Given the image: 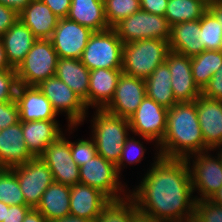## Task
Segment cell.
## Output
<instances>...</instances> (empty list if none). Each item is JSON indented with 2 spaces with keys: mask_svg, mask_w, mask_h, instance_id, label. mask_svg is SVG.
<instances>
[{
  "mask_svg": "<svg viewBox=\"0 0 222 222\" xmlns=\"http://www.w3.org/2000/svg\"><path fill=\"white\" fill-rule=\"evenodd\" d=\"M79 176V183L98 189L110 200L121 199L129 194L125 189L127 185H123L120 180L116 166L99 154L79 167Z\"/></svg>",
  "mask_w": 222,
  "mask_h": 222,
  "instance_id": "obj_10",
  "label": "cell"
},
{
  "mask_svg": "<svg viewBox=\"0 0 222 222\" xmlns=\"http://www.w3.org/2000/svg\"><path fill=\"white\" fill-rule=\"evenodd\" d=\"M123 46L121 39L112 28L94 32L80 60L90 71L99 68L121 69Z\"/></svg>",
  "mask_w": 222,
  "mask_h": 222,
  "instance_id": "obj_9",
  "label": "cell"
},
{
  "mask_svg": "<svg viewBox=\"0 0 222 222\" xmlns=\"http://www.w3.org/2000/svg\"><path fill=\"white\" fill-rule=\"evenodd\" d=\"M201 95L214 100H222V65L201 90Z\"/></svg>",
  "mask_w": 222,
  "mask_h": 222,
  "instance_id": "obj_41",
  "label": "cell"
},
{
  "mask_svg": "<svg viewBox=\"0 0 222 222\" xmlns=\"http://www.w3.org/2000/svg\"><path fill=\"white\" fill-rule=\"evenodd\" d=\"M203 2H205L207 5L211 4L214 0H201Z\"/></svg>",
  "mask_w": 222,
  "mask_h": 222,
  "instance_id": "obj_55",
  "label": "cell"
},
{
  "mask_svg": "<svg viewBox=\"0 0 222 222\" xmlns=\"http://www.w3.org/2000/svg\"><path fill=\"white\" fill-rule=\"evenodd\" d=\"M103 2L105 18L110 28L141 9L140 0H103Z\"/></svg>",
  "mask_w": 222,
  "mask_h": 222,
  "instance_id": "obj_34",
  "label": "cell"
},
{
  "mask_svg": "<svg viewBox=\"0 0 222 222\" xmlns=\"http://www.w3.org/2000/svg\"><path fill=\"white\" fill-rule=\"evenodd\" d=\"M146 150L145 146H143V141L136 140L134 136H128L123 145L119 162L116 165L117 173L121 176V171L123 168L125 169L126 165L141 163L142 159L145 158Z\"/></svg>",
  "mask_w": 222,
  "mask_h": 222,
  "instance_id": "obj_36",
  "label": "cell"
},
{
  "mask_svg": "<svg viewBox=\"0 0 222 222\" xmlns=\"http://www.w3.org/2000/svg\"><path fill=\"white\" fill-rule=\"evenodd\" d=\"M131 222H162L156 218H154L151 215H148L144 212H141L140 210H137L132 216H131Z\"/></svg>",
  "mask_w": 222,
  "mask_h": 222,
  "instance_id": "obj_49",
  "label": "cell"
},
{
  "mask_svg": "<svg viewBox=\"0 0 222 222\" xmlns=\"http://www.w3.org/2000/svg\"><path fill=\"white\" fill-rule=\"evenodd\" d=\"M109 201L104 193L86 184L70 186V215L95 221Z\"/></svg>",
  "mask_w": 222,
  "mask_h": 222,
  "instance_id": "obj_19",
  "label": "cell"
},
{
  "mask_svg": "<svg viewBox=\"0 0 222 222\" xmlns=\"http://www.w3.org/2000/svg\"><path fill=\"white\" fill-rule=\"evenodd\" d=\"M146 96L144 79L122 73L114 96L104 110L113 115L129 119Z\"/></svg>",
  "mask_w": 222,
  "mask_h": 222,
  "instance_id": "obj_15",
  "label": "cell"
},
{
  "mask_svg": "<svg viewBox=\"0 0 222 222\" xmlns=\"http://www.w3.org/2000/svg\"><path fill=\"white\" fill-rule=\"evenodd\" d=\"M167 113L168 109L146 96L128 119L130 132L139 138L141 136L146 142H155L154 149H158L166 133Z\"/></svg>",
  "mask_w": 222,
  "mask_h": 222,
  "instance_id": "obj_11",
  "label": "cell"
},
{
  "mask_svg": "<svg viewBox=\"0 0 222 222\" xmlns=\"http://www.w3.org/2000/svg\"><path fill=\"white\" fill-rule=\"evenodd\" d=\"M31 209L28 205H12L6 209V215L3 222H23L26 214Z\"/></svg>",
  "mask_w": 222,
  "mask_h": 222,
  "instance_id": "obj_44",
  "label": "cell"
},
{
  "mask_svg": "<svg viewBox=\"0 0 222 222\" xmlns=\"http://www.w3.org/2000/svg\"><path fill=\"white\" fill-rule=\"evenodd\" d=\"M169 41L143 39L123 46L122 71L124 74L146 80L169 53Z\"/></svg>",
  "mask_w": 222,
  "mask_h": 222,
  "instance_id": "obj_4",
  "label": "cell"
},
{
  "mask_svg": "<svg viewBox=\"0 0 222 222\" xmlns=\"http://www.w3.org/2000/svg\"><path fill=\"white\" fill-rule=\"evenodd\" d=\"M154 154L151 168L129 195L138 210L162 222H192L196 200L186 160Z\"/></svg>",
  "mask_w": 222,
  "mask_h": 222,
  "instance_id": "obj_1",
  "label": "cell"
},
{
  "mask_svg": "<svg viewBox=\"0 0 222 222\" xmlns=\"http://www.w3.org/2000/svg\"><path fill=\"white\" fill-rule=\"evenodd\" d=\"M133 198L126 197L110 200L94 222H131V216L137 211Z\"/></svg>",
  "mask_w": 222,
  "mask_h": 222,
  "instance_id": "obj_32",
  "label": "cell"
},
{
  "mask_svg": "<svg viewBox=\"0 0 222 222\" xmlns=\"http://www.w3.org/2000/svg\"><path fill=\"white\" fill-rule=\"evenodd\" d=\"M44 2L51 11L59 18H67L71 0H41Z\"/></svg>",
  "mask_w": 222,
  "mask_h": 222,
  "instance_id": "obj_43",
  "label": "cell"
},
{
  "mask_svg": "<svg viewBox=\"0 0 222 222\" xmlns=\"http://www.w3.org/2000/svg\"><path fill=\"white\" fill-rule=\"evenodd\" d=\"M167 3L168 0H140V7L149 13L164 16Z\"/></svg>",
  "mask_w": 222,
  "mask_h": 222,
  "instance_id": "obj_45",
  "label": "cell"
},
{
  "mask_svg": "<svg viewBox=\"0 0 222 222\" xmlns=\"http://www.w3.org/2000/svg\"><path fill=\"white\" fill-rule=\"evenodd\" d=\"M58 58L50 39H37L15 69L18 83L38 86L42 81L55 76Z\"/></svg>",
  "mask_w": 222,
  "mask_h": 222,
  "instance_id": "obj_5",
  "label": "cell"
},
{
  "mask_svg": "<svg viewBox=\"0 0 222 222\" xmlns=\"http://www.w3.org/2000/svg\"><path fill=\"white\" fill-rule=\"evenodd\" d=\"M207 10L218 20L222 27V3L214 0L207 6Z\"/></svg>",
  "mask_w": 222,
  "mask_h": 222,
  "instance_id": "obj_48",
  "label": "cell"
},
{
  "mask_svg": "<svg viewBox=\"0 0 222 222\" xmlns=\"http://www.w3.org/2000/svg\"><path fill=\"white\" fill-rule=\"evenodd\" d=\"M70 149H71V156L73 161L81 167L88 160L92 159L96 154V146L93 139H76V141H70Z\"/></svg>",
  "mask_w": 222,
  "mask_h": 222,
  "instance_id": "obj_38",
  "label": "cell"
},
{
  "mask_svg": "<svg viewBox=\"0 0 222 222\" xmlns=\"http://www.w3.org/2000/svg\"><path fill=\"white\" fill-rule=\"evenodd\" d=\"M200 29L205 50H222L221 24L208 10L200 19Z\"/></svg>",
  "mask_w": 222,
  "mask_h": 222,
  "instance_id": "obj_35",
  "label": "cell"
},
{
  "mask_svg": "<svg viewBox=\"0 0 222 222\" xmlns=\"http://www.w3.org/2000/svg\"><path fill=\"white\" fill-rule=\"evenodd\" d=\"M122 69L99 68L90 71L88 109H104L114 96Z\"/></svg>",
  "mask_w": 222,
  "mask_h": 222,
  "instance_id": "obj_21",
  "label": "cell"
},
{
  "mask_svg": "<svg viewBox=\"0 0 222 222\" xmlns=\"http://www.w3.org/2000/svg\"><path fill=\"white\" fill-rule=\"evenodd\" d=\"M211 151L214 149L202 151L185 159L190 171L193 193L196 191L200 196H194L195 200H210L222 186V160L217 152V156H213L210 154Z\"/></svg>",
  "mask_w": 222,
  "mask_h": 222,
  "instance_id": "obj_6",
  "label": "cell"
},
{
  "mask_svg": "<svg viewBox=\"0 0 222 222\" xmlns=\"http://www.w3.org/2000/svg\"><path fill=\"white\" fill-rule=\"evenodd\" d=\"M21 125L26 147L33 157H39L49 144L64 134L57 120L21 121Z\"/></svg>",
  "mask_w": 222,
  "mask_h": 222,
  "instance_id": "obj_22",
  "label": "cell"
},
{
  "mask_svg": "<svg viewBox=\"0 0 222 222\" xmlns=\"http://www.w3.org/2000/svg\"><path fill=\"white\" fill-rule=\"evenodd\" d=\"M36 209L48 221L70 215V186L54 181L44 191Z\"/></svg>",
  "mask_w": 222,
  "mask_h": 222,
  "instance_id": "obj_28",
  "label": "cell"
},
{
  "mask_svg": "<svg viewBox=\"0 0 222 222\" xmlns=\"http://www.w3.org/2000/svg\"><path fill=\"white\" fill-rule=\"evenodd\" d=\"M213 203L218 204L222 206V186L219 188V190L212 196L210 199Z\"/></svg>",
  "mask_w": 222,
  "mask_h": 222,
  "instance_id": "obj_52",
  "label": "cell"
},
{
  "mask_svg": "<svg viewBox=\"0 0 222 222\" xmlns=\"http://www.w3.org/2000/svg\"><path fill=\"white\" fill-rule=\"evenodd\" d=\"M33 156L26 147L21 121L0 132V168L25 164Z\"/></svg>",
  "mask_w": 222,
  "mask_h": 222,
  "instance_id": "obj_20",
  "label": "cell"
},
{
  "mask_svg": "<svg viewBox=\"0 0 222 222\" xmlns=\"http://www.w3.org/2000/svg\"><path fill=\"white\" fill-rule=\"evenodd\" d=\"M93 33L88 27L61 18L50 40L59 58L80 59Z\"/></svg>",
  "mask_w": 222,
  "mask_h": 222,
  "instance_id": "obj_14",
  "label": "cell"
},
{
  "mask_svg": "<svg viewBox=\"0 0 222 222\" xmlns=\"http://www.w3.org/2000/svg\"><path fill=\"white\" fill-rule=\"evenodd\" d=\"M0 202L9 206L27 205L12 168H0Z\"/></svg>",
  "mask_w": 222,
  "mask_h": 222,
  "instance_id": "obj_33",
  "label": "cell"
},
{
  "mask_svg": "<svg viewBox=\"0 0 222 222\" xmlns=\"http://www.w3.org/2000/svg\"><path fill=\"white\" fill-rule=\"evenodd\" d=\"M222 65V50H204L191 57L192 75L202 90Z\"/></svg>",
  "mask_w": 222,
  "mask_h": 222,
  "instance_id": "obj_30",
  "label": "cell"
},
{
  "mask_svg": "<svg viewBox=\"0 0 222 222\" xmlns=\"http://www.w3.org/2000/svg\"><path fill=\"white\" fill-rule=\"evenodd\" d=\"M207 4L201 0H168L164 17L169 25L200 20L207 11Z\"/></svg>",
  "mask_w": 222,
  "mask_h": 222,
  "instance_id": "obj_31",
  "label": "cell"
},
{
  "mask_svg": "<svg viewBox=\"0 0 222 222\" xmlns=\"http://www.w3.org/2000/svg\"><path fill=\"white\" fill-rule=\"evenodd\" d=\"M55 76L65 82L85 103L88 109L90 70L80 59L58 58Z\"/></svg>",
  "mask_w": 222,
  "mask_h": 222,
  "instance_id": "obj_26",
  "label": "cell"
},
{
  "mask_svg": "<svg viewBox=\"0 0 222 222\" xmlns=\"http://www.w3.org/2000/svg\"><path fill=\"white\" fill-rule=\"evenodd\" d=\"M67 18L94 32L110 29L104 14L103 0H71Z\"/></svg>",
  "mask_w": 222,
  "mask_h": 222,
  "instance_id": "obj_27",
  "label": "cell"
},
{
  "mask_svg": "<svg viewBox=\"0 0 222 222\" xmlns=\"http://www.w3.org/2000/svg\"><path fill=\"white\" fill-rule=\"evenodd\" d=\"M218 151H217V150ZM220 150V151H219ZM214 151H217L218 152V154H219V156H220V158H221V160H222V145H220V146H217L215 149H214Z\"/></svg>",
  "mask_w": 222,
  "mask_h": 222,
  "instance_id": "obj_54",
  "label": "cell"
},
{
  "mask_svg": "<svg viewBox=\"0 0 222 222\" xmlns=\"http://www.w3.org/2000/svg\"><path fill=\"white\" fill-rule=\"evenodd\" d=\"M50 101L53 110L59 115L66 113L68 119V132L72 134L77 126L87 120L88 109L84 101L57 76H52L42 81L37 86ZM75 128V129H74Z\"/></svg>",
  "mask_w": 222,
  "mask_h": 222,
  "instance_id": "obj_8",
  "label": "cell"
},
{
  "mask_svg": "<svg viewBox=\"0 0 222 222\" xmlns=\"http://www.w3.org/2000/svg\"><path fill=\"white\" fill-rule=\"evenodd\" d=\"M169 48L171 51L189 57L204 51L200 20L181 22L173 25L171 27Z\"/></svg>",
  "mask_w": 222,
  "mask_h": 222,
  "instance_id": "obj_25",
  "label": "cell"
},
{
  "mask_svg": "<svg viewBox=\"0 0 222 222\" xmlns=\"http://www.w3.org/2000/svg\"><path fill=\"white\" fill-rule=\"evenodd\" d=\"M15 101L20 115V121L56 120L58 116L50 101L37 86L19 84Z\"/></svg>",
  "mask_w": 222,
  "mask_h": 222,
  "instance_id": "obj_17",
  "label": "cell"
},
{
  "mask_svg": "<svg viewBox=\"0 0 222 222\" xmlns=\"http://www.w3.org/2000/svg\"><path fill=\"white\" fill-rule=\"evenodd\" d=\"M165 63L171 73V88L176 101H195L201 95V89L192 75L191 57L170 50Z\"/></svg>",
  "mask_w": 222,
  "mask_h": 222,
  "instance_id": "obj_16",
  "label": "cell"
},
{
  "mask_svg": "<svg viewBox=\"0 0 222 222\" xmlns=\"http://www.w3.org/2000/svg\"><path fill=\"white\" fill-rule=\"evenodd\" d=\"M30 2L31 0H0V4L11 8L17 14H20Z\"/></svg>",
  "mask_w": 222,
  "mask_h": 222,
  "instance_id": "obj_46",
  "label": "cell"
},
{
  "mask_svg": "<svg viewBox=\"0 0 222 222\" xmlns=\"http://www.w3.org/2000/svg\"><path fill=\"white\" fill-rule=\"evenodd\" d=\"M195 102L205 145L209 149H215L222 145V100L200 95Z\"/></svg>",
  "mask_w": 222,
  "mask_h": 222,
  "instance_id": "obj_18",
  "label": "cell"
},
{
  "mask_svg": "<svg viewBox=\"0 0 222 222\" xmlns=\"http://www.w3.org/2000/svg\"><path fill=\"white\" fill-rule=\"evenodd\" d=\"M6 209H9V205L4 202H0V222H3L5 219Z\"/></svg>",
  "mask_w": 222,
  "mask_h": 222,
  "instance_id": "obj_53",
  "label": "cell"
},
{
  "mask_svg": "<svg viewBox=\"0 0 222 222\" xmlns=\"http://www.w3.org/2000/svg\"><path fill=\"white\" fill-rule=\"evenodd\" d=\"M208 149L198 121L196 102H178L168 109L166 133L157 149L160 157L186 159Z\"/></svg>",
  "mask_w": 222,
  "mask_h": 222,
  "instance_id": "obj_2",
  "label": "cell"
},
{
  "mask_svg": "<svg viewBox=\"0 0 222 222\" xmlns=\"http://www.w3.org/2000/svg\"><path fill=\"white\" fill-rule=\"evenodd\" d=\"M146 94L159 105L170 109L178 102L171 88V73L166 63L159 65L145 80Z\"/></svg>",
  "mask_w": 222,
  "mask_h": 222,
  "instance_id": "obj_29",
  "label": "cell"
},
{
  "mask_svg": "<svg viewBox=\"0 0 222 222\" xmlns=\"http://www.w3.org/2000/svg\"><path fill=\"white\" fill-rule=\"evenodd\" d=\"M92 117L91 138L95 142L97 154L116 166L125 140L130 135L129 120L104 109H96Z\"/></svg>",
  "mask_w": 222,
  "mask_h": 222,
  "instance_id": "obj_3",
  "label": "cell"
},
{
  "mask_svg": "<svg viewBox=\"0 0 222 222\" xmlns=\"http://www.w3.org/2000/svg\"><path fill=\"white\" fill-rule=\"evenodd\" d=\"M19 19L37 39H50L59 22V18L41 0H31L19 14Z\"/></svg>",
  "mask_w": 222,
  "mask_h": 222,
  "instance_id": "obj_23",
  "label": "cell"
},
{
  "mask_svg": "<svg viewBox=\"0 0 222 222\" xmlns=\"http://www.w3.org/2000/svg\"><path fill=\"white\" fill-rule=\"evenodd\" d=\"M18 85L16 70H0V103L14 101Z\"/></svg>",
  "mask_w": 222,
  "mask_h": 222,
  "instance_id": "obj_39",
  "label": "cell"
},
{
  "mask_svg": "<svg viewBox=\"0 0 222 222\" xmlns=\"http://www.w3.org/2000/svg\"><path fill=\"white\" fill-rule=\"evenodd\" d=\"M6 58L10 66L16 69L37 40L32 31L20 20L1 37Z\"/></svg>",
  "mask_w": 222,
  "mask_h": 222,
  "instance_id": "obj_24",
  "label": "cell"
},
{
  "mask_svg": "<svg viewBox=\"0 0 222 222\" xmlns=\"http://www.w3.org/2000/svg\"><path fill=\"white\" fill-rule=\"evenodd\" d=\"M0 70H15L12 68L6 58L2 39L0 38Z\"/></svg>",
  "mask_w": 222,
  "mask_h": 222,
  "instance_id": "obj_50",
  "label": "cell"
},
{
  "mask_svg": "<svg viewBox=\"0 0 222 222\" xmlns=\"http://www.w3.org/2000/svg\"><path fill=\"white\" fill-rule=\"evenodd\" d=\"M112 29L123 44L143 39L170 41L171 37V26L164 16L152 14L142 9L120 20Z\"/></svg>",
  "mask_w": 222,
  "mask_h": 222,
  "instance_id": "obj_7",
  "label": "cell"
},
{
  "mask_svg": "<svg viewBox=\"0 0 222 222\" xmlns=\"http://www.w3.org/2000/svg\"><path fill=\"white\" fill-rule=\"evenodd\" d=\"M192 222H222V206L211 200H196Z\"/></svg>",
  "mask_w": 222,
  "mask_h": 222,
  "instance_id": "obj_37",
  "label": "cell"
},
{
  "mask_svg": "<svg viewBox=\"0 0 222 222\" xmlns=\"http://www.w3.org/2000/svg\"><path fill=\"white\" fill-rule=\"evenodd\" d=\"M18 19L19 14L11 8L0 4V38L17 22Z\"/></svg>",
  "mask_w": 222,
  "mask_h": 222,
  "instance_id": "obj_42",
  "label": "cell"
},
{
  "mask_svg": "<svg viewBox=\"0 0 222 222\" xmlns=\"http://www.w3.org/2000/svg\"><path fill=\"white\" fill-rule=\"evenodd\" d=\"M49 222H94V221H91V220L85 219V218H80V217L73 216V215H67L63 218H59V219L52 220Z\"/></svg>",
  "mask_w": 222,
  "mask_h": 222,
  "instance_id": "obj_51",
  "label": "cell"
},
{
  "mask_svg": "<svg viewBox=\"0 0 222 222\" xmlns=\"http://www.w3.org/2000/svg\"><path fill=\"white\" fill-rule=\"evenodd\" d=\"M23 222H49L36 208H31Z\"/></svg>",
  "mask_w": 222,
  "mask_h": 222,
  "instance_id": "obj_47",
  "label": "cell"
},
{
  "mask_svg": "<svg viewBox=\"0 0 222 222\" xmlns=\"http://www.w3.org/2000/svg\"><path fill=\"white\" fill-rule=\"evenodd\" d=\"M18 122H20V115L16 101L0 103V132L2 129Z\"/></svg>",
  "mask_w": 222,
  "mask_h": 222,
  "instance_id": "obj_40",
  "label": "cell"
},
{
  "mask_svg": "<svg viewBox=\"0 0 222 222\" xmlns=\"http://www.w3.org/2000/svg\"><path fill=\"white\" fill-rule=\"evenodd\" d=\"M62 134L39 156L49 167L55 182L76 185L80 181L79 166L71 156L70 141Z\"/></svg>",
  "mask_w": 222,
  "mask_h": 222,
  "instance_id": "obj_13",
  "label": "cell"
},
{
  "mask_svg": "<svg viewBox=\"0 0 222 222\" xmlns=\"http://www.w3.org/2000/svg\"><path fill=\"white\" fill-rule=\"evenodd\" d=\"M25 202L36 208L44 191L54 182L52 172L40 157H33L25 164L12 167Z\"/></svg>",
  "mask_w": 222,
  "mask_h": 222,
  "instance_id": "obj_12",
  "label": "cell"
}]
</instances>
